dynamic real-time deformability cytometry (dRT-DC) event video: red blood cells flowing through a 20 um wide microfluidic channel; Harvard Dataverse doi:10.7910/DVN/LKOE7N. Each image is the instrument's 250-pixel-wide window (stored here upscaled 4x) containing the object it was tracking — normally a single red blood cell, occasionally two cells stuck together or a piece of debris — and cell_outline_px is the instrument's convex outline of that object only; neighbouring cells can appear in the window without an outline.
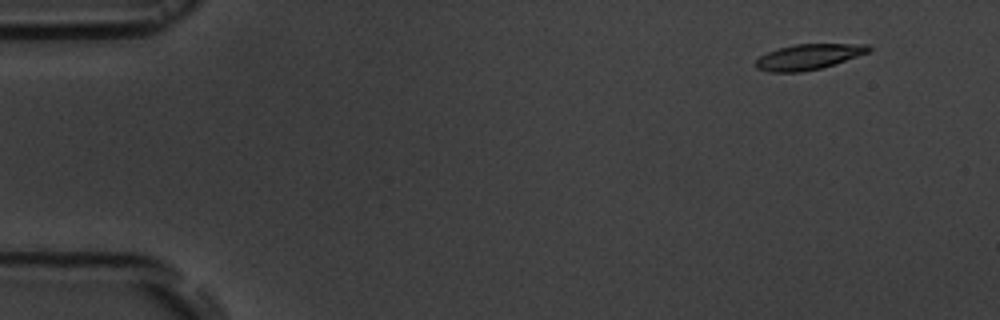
{"species": "common noctule bat (a hibernating species)", "species_latin": "Nyctalus noctula", "temperature_condition": "room temperature", "stored_images_in_passage": 7, "camera_frame_rate_fps": 3000, "um_per_image_px": 0.085, "animal": {"sex": "male", "body_mass_g": 19.5, "forearm_length_mm": 54.6}, "frame": {"image": 1, "passage_image": 2, "time_ms": 1.333, "image_size_px": [1000, 320], "cell_outline_px": [[872, 48], [868, 52], [820, 68], [800, 72], [772, 72], [756, 68], [752, 64], [760, 56], [768, 52], [780, 48], [796, 44], [868, 44]], "centroid_in_image_um": [68.67, 4.83], "position_along_channel_um": 16.3, "area_um2": 16.47}}
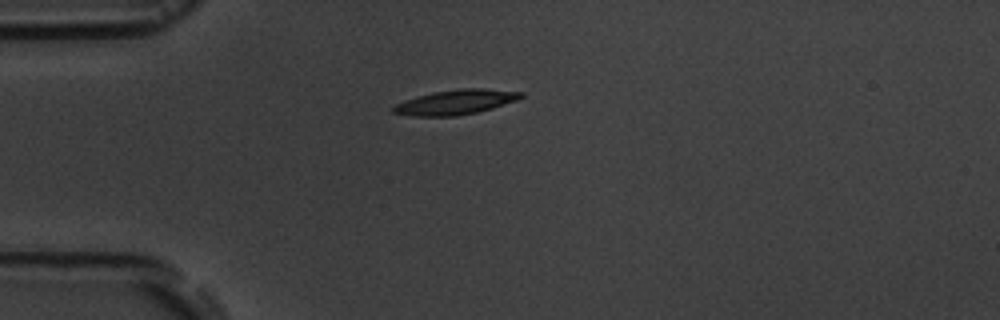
{"frame": {"image": 2, "passage_image": 5, "time_ms": 4.667, "image_size_px": [1000, 320], "cell_outline_px": [[524, 96], [516, 100], [492, 108], [476, 112], [456, 116], [416, 116], [392, 112], [392, 108], [396, 104], [404, 100], [432, 92], [460, 88], [480, 88], [524, 92]], "centroid_in_image_um": [38.73, 8.67], "position_along_channel_um": 46.3, "area_um2": 18.26}}
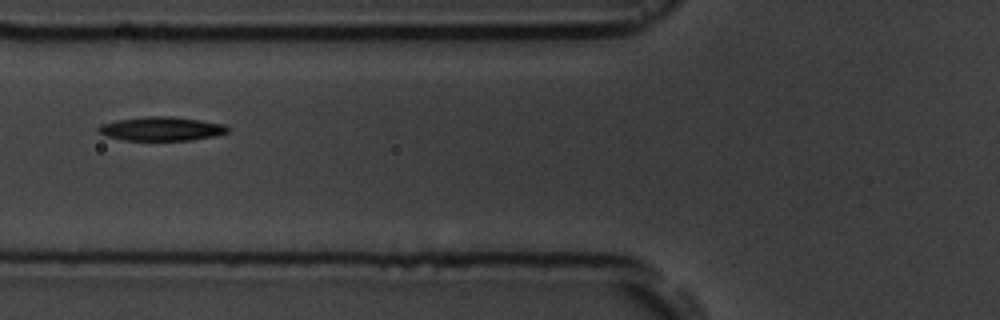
{"frame": {"image": 3, "passage_image": 7, "time_ms": 7.0, "image_size_px": [1000, 320], "cell_outline_px": [[228, 132], [212, 136], [188, 140], [124, 140], [108, 136], [96, 132], [96, 128], [100, 124], [116, 120], [144, 116], [172, 116], [200, 120], [224, 124], [228, 128]], "centroid_in_image_um": [13.65, 10.93], "position_along_channel_um": 112.1, "area_um2": 17.98}}